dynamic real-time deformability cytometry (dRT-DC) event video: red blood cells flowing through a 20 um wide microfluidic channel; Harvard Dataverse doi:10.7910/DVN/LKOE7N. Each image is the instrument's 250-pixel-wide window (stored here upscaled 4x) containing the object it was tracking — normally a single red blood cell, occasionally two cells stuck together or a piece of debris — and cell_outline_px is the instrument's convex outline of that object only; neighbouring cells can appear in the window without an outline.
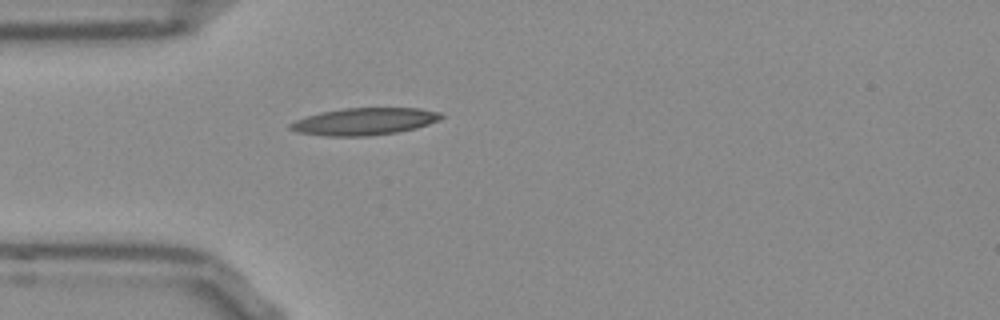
{"species": "Egyptian fruit bat (a non-hibernating species)", "species_latin": "Rousettus aegyptiacus", "temperature_condition": "room temperature", "stored_images_in_passage": 35, "camera_frame_rate_fps": 3000, "um_per_image_px": 0.085, "frame": {"image": 1, "passage_image": 1, "time_ms": 0.0, "image_size_px": [1000, 320], "cell_outline_px": [[444, 116], [440, 120], [416, 128], [396, 132], [364, 136], [324, 136], [296, 132], [288, 128], [288, 124], [296, 120], [320, 112], [344, 108], [420, 108], [440, 112]], "centroid_in_image_um": [30.96, 10.32], "position_along_channel_um": 54.0, "area_um2": 23.87}}
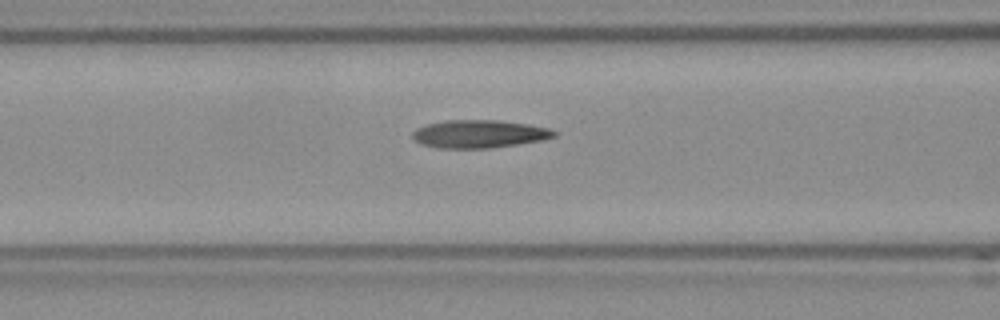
{"frame": {"image": 2, "passage_image": 7, "time_ms": 2.0, "image_size_px": [1000, 320], "cell_outline_px": [[556, 136], [540, 140], [516, 144], [488, 148], [436, 148], [420, 144], [412, 136], [412, 132], [416, 128], [424, 124], [444, 120], [500, 120], [528, 124], [548, 128], [556, 132]], "centroid_in_image_um": [40.67, 11.37], "position_along_channel_um": 125.9, "area_um2": 23.06}}
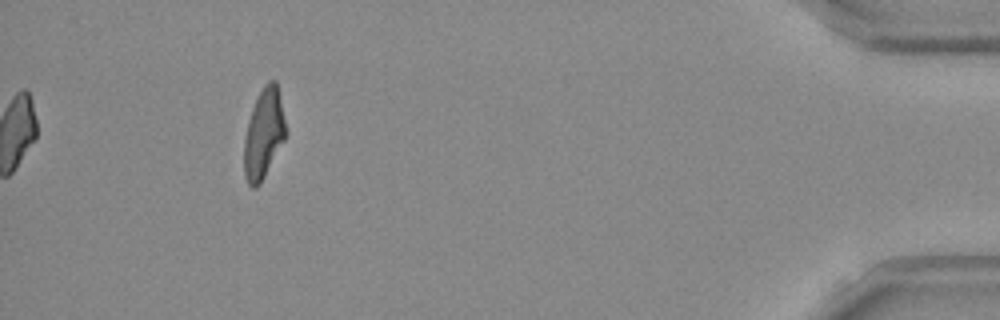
{"frame": {"image": 3, "passage_image": 35, "time_ms": 11.333, "image_size_px": [1000, 320], "cell_outline_px": [[288, 132], [284, 140], [260, 184], [256, 188], [252, 188], [248, 184], [244, 176], [244, 140], [248, 120], [252, 108], [264, 84], [268, 80], [276, 80]], "centroid_in_image_um": [22.42, 11.37], "position_along_channel_um": 412.8, "area_um2": 21.85}, "authors_computed_cell_mechanics": {"area_um2": 22.5998, "velocity_mm_per_s": 3.8109, "shape_relaxation_time_tau1_ms": 7.3326, "shape_relaxation_time_tau2_ms": 1.9259, "deformation_change_tau1": 0.2488, "deformation_change_tau2": 0.113}}